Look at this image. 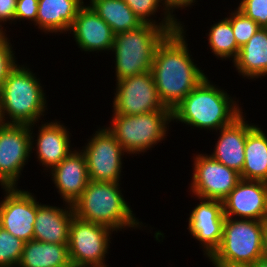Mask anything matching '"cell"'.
<instances>
[{
  "label": "cell",
  "instance_id": "obj_1",
  "mask_svg": "<svg viewBox=\"0 0 267 267\" xmlns=\"http://www.w3.org/2000/svg\"><path fill=\"white\" fill-rule=\"evenodd\" d=\"M184 33L182 26L163 38L151 68L160 100L171 111L207 77L194 64Z\"/></svg>",
  "mask_w": 267,
  "mask_h": 267
},
{
  "label": "cell",
  "instance_id": "obj_2",
  "mask_svg": "<svg viewBox=\"0 0 267 267\" xmlns=\"http://www.w3.org/2000/svg\"><path fill=\"white\" fill-rule=\"evenodd\" d=\"M242 113L236 101L206 77L172 110V119L195 128L218 131Z\"/></svg>",
  "mask_w": 267,
  "mask_h": 267
},
{
  "label": "cell",
  "instance_id": "obj_3",
  "mask_svg": "<svg viewBox=\"0 0 267 267\" xmlns=\"http://www.w3.org/2000/svg\"><path fill=\"white\" fill-rule=\"evenodd\" d=\"M20 66L15 67L0 88V122L32 125L44 116L46 97L39 78L30 68Z\"/></svg>",
  "mask_w": 267,
  "mask_h": 267
},
{
  "label": "cell",
  "instance_id": "obj_4",
  "mask_svg": "<svg viewBox=\"0 0 267 267\" xmlns=\"http://www.w3.org/2000/svg\"><path fill=\"white\" fill-rule=\"evenodd\" d=\"M120 188L116 182L89 180L82 195L72 205L74 215L88 222L108 226L116 232L125 227H141L142 222L134 217Z\"/></svg>",
  "mask_w": 267,
  "mask_h": 267
},
{
  "label": "cell",
  "instance_id": "obj_5",
  "mask_svg": "<svg viewBox=\"0 0 267 267\" xmlns=\"http://www.w3.org/2000/svg\"><path fill=\"white\" fill-rule=\"evenodd\" d=\"M167 34L165 29L149 23L116 33L111 49L115 52L116 81L150 72L155 50Z\"/></svg>",
  "mask_w": 267,
  "mask_h": 267
},
{
  "label": "cell",
  "instance_id": "obj_6",
  "mask_svg": "<svg viewBox=\"0 0 267 267\" xmlns=\"http://www.w3.org/2000/svg\"><path fill=\"white\" fill-rule=\"evenodd\" d=\"M106 127L128 154L146 152L165 139L172 111H154L138 115L113 114Z\"/></svg>",
  "mask_w": 267,
  "mask_h": 267
},
{
  "label": "cell",
  "instance_id": "obj_7",
  "mask_svg": "<svg viewBox=\"0 0 267 267\" xmlns=\"http://www.w3.org/2000/svg\"><path fill=\"white\" fill-rule=\"evenodd\" d=\"M265 222L226 217L221 243L213 254L218 259L254 264L262 258Z\"/></svg>",
  "mask_w": 267,
  "mask_h": 267
},
{
  "label": "cell",
  "instance_id": "obj_8",
  "mask_svg": "<svg viewBox=\"0 0 267 267\" xmlns=\"http://www.w3.org/2000/svg\"><path fill=\"white\" fill-rule=\"evenodd\" d=\"M113 231L108 226L88 222L74 215L69 233V260L84 267H107L105 254Z\"/></svg>",
  "mask_w": 267,
  "mask_h": 267
},
{
  "label": "cell",
  "instance_id": "obj_9",
  "mask_svg": "<svg viewBox=\"0 0 267 267\" xmlns=\"http://www.w3.org/2000/svg\"><path fill=\"white\" fill-rule=\"evenodd\" d=\"M32 125L0 122V185L2 188L17 186L25 163L33 153L34 131ZM27 160V161H26Z\"/></svg>",
  "mask_w": 267,
  "mask_h": 267
},
{
  "label": "cell",
  "instance_id": "obj_10",
  "mask_svg": "<svg viewBox=\"0 0 267 267\" xmlns=\"http://www.w3.org/2000/svg\"><path fill=\"white\" fill-rule=\"evenodd\" d=\"M113 114L138 115L171 111L160 100L152 72L125 77L116 82Z\"/></svg>",
  "mask_w": 267,
  "mask_h": 267
},
{
  "label": "cell",
  "instance_id": "obj_11",
  "mask_svg": "<svg viewBox=\"0 0 267 267\" xmlns=\"http://www.w3.org/2000/svg\"><path fill=\"white\" fill-rule=\"evenodd\" d=\"M81 151L87 160L89 180L119 183L125 150L107 128L98 129Z\"/></svg>",
  "mask_w": 267,
  "mask_h": 267
},
{
  "label": "cell",
  "instance_id": "obj_12",
  "mask_svg": "<svg viewBox=\"0 0 267 267\" xmlns=\"http://www.w3.org/2000/svg\"><path fill=\"white\" fill-rule=\"evenodd\" d=\"M191 191L195 197L223 201L241 179L240 174L206 154L194 157Z\"/></svg>",
  "mask_w": 267,
  "mask_h": 267
},
{
  "label": "cell",
  "instance_id": "obj_13",
  "mask_svg": "<svg viewBox=\"0 0 267 267\" xmlns=\"http://www.w3.org/2000/svg\"><path fill=\"white\" fill-rule=\"evenodd\" d=\"M3 189L6 193L0 202V226L24 242L33 240L37 199L17 187Z\"/></svg>",
  "mask_w": 267,
  "mask_h": 267
},
{
  "label": "cell",
  "instance_id": "obj_14",
  "mask_svg": "<svg viewBox=\"0 0 267 267\" xmlns=\"http://www.w3.org/2000/svg\"><path fill=\"white\" fill-rule=\"evenodd\" d=\"M222 202L225 217L267 221V182L240 179Z\"/></svg>",
  "mask_w": 267,
  "mask_h": 267
},
{
  "label": "cell",
  "instance_id": "obj_15",
  "mask_svg": "<svg viewBox=\"0 0 267 267\" xmlns=\"http://www.w3.org/2000/svg\"><path fill=\"white\" fill-rule=\"evenodd\" d=\"M200 199V203L192 210L188 219V231L200 243L204 255L212 254L222 240L225 215L223 202L218 200Z\"/></svg>",
  "mask_w": 267,
  "mask_h": 267
},
{
  "label": "cell",
  "instance_id": "obj_16",
  "mask_svg": "<svg viewBox=\"0 0 267 267\" xmlns=\"http://www.w3.org/2000/svg\"><path fill=\"white\" fill-rule=\"evenodd\" d=\"M69 31L73 32L75 42L85 52L112 49L115 33L89 4L80 7Z\"/></svg>",
  "mask_w": 267,
  "mask_h": 267
},
{
  "label": "cell",
  "instance_id": "obj_17",
  "mask_svg": "<svg viewBox=\"0 0 267 267\" xmlns=\"http://www.w3.org/2000/svg\"><path fill=\"white\" fill-rule=\"evenodd\" d=\"M51 170V178L63 198V202L73 205L82 195L89 182L87 160L82 151H72Z\"/></svg>",
  "mask_w": 267,
  "mask_h": 267
},
{
  "label": "cell",
  "instance_id": "obj_18",
  "mask_svg": "<svg viewBox=\"0 0 267 267\" xmlns=\"http://www.w3.org/2000/svg\"><path fill=\"white\" fill-rule=\"evenodd\" d=\"M243 113L230 125L220 128V136L212 158L241 174L245 159V142L248 130L253 126L247 123Z\"/></svg>",
  "mask_w": 267,
  "mask_h": 267
},
{
  "label": "cell",
  "instance_id": "obj_19",
  "mask_svg": "<svg viewBox=\"0 0 267 267\" xmlns=\"http://www.w3.org/2000/svg\"><path fill=\"white\" fill-rule=\"evenodd\" d=\"M60 208L39 204L34 223L33 239L55 244H68L71 220L74 217L72 205Z\"/></svg>",
  "mask_w": 267,
  "mask_h": 267
},
{
  "label": "cell",
  "instance_id": "obj_20",
  "mask_svg": "<svg viewBox=\"0 0 267 267\" xmlns=\"http://www.w3.org/2000/svg\"><path fill=\"white\" fill-rule=\"evenodd\" d=\"M67 128L59 121L42 123L38 130L36 155L42 166L52 169L64 160L72 151Z\"/></svg>",
  "mask_w": 267,
  "mask_h": 267
},
{
  "label": "cell",
  "instance_id": "obj_21",
  "mask_svg": "<svg viewBox=\"0 0 267 267\" xmlns=\"http://www.w3.org/2000/svg\"><path fill=\"white\" fill-rule=\"evenodd\" d=\"M83 4V0H38V28L45 33L69 31Z\"/></svg>",
  "mask_w": 267,
  "mask_h": 267
},
{
  "label": "cell",
  "instance_id": "obj_22",
  "mask_svg": "<svg viewBox=\"0 0 267 267\" xmlns=\"http://www.w3.org/2000/svg\"><path fill=\"white\" fill-rule=\"evenodd\" d=\"M238 73L248 79L267 75V28H260L252 38L239 49L233 61Z\"/></svg>",
  "mask_w": 267,
  "mask_h": 267
},
{
  "label": "cell",
  "instance_id": "obj_23",
  "mask_svg": "<svg viewBox=\"0 0 267 267\" xmlns=\"http://www.w3.org/2000/svg\"><path fill=\"white\" fill-rule=\"evenodd\" d=\"M241 179L267 182V135L257 125L247 132Z\"/></svg>",
  "mask_w": 267,
  "mask_h": 267
},
{
  "label": "cell",
  "instance_id": "obj_24",
  "mask_svg": "<svg viewBox=\"0 0 267 267\" xmlns=\"http://www.w3.org/2000/svg\"><path fill=\"white\" fill-rule=\"evenodd\" d=\"M69 260L68 244L30 240L24 243L17 267H61Z\"/></svg>",
  "mask_w": 267,
  "mask_h": 267
},
{
  "label": "cell",
  "instance_id": "obj_25",
  "mask_svg": "<svg viewBox=\"0 0 267 267\" xmlns=\"http://www.w3.org/2000/svg\"><path fill=\"white\" fill-rule=\"evenodd\" d=\"M89 6L115 34L137 29L143 24L123 0H90Z\"/></svg>",
  "mask_w": 267,
  "mask_h": 267
},
{
  "label": "cell",
  "instance_id": "obj_26",
  "mask_svg": "<svg viewBox=\"0 0 267 267\" xmlns=\"http://www.w3.org/2000/svg\"><path fill=\"white\" fill-rule=\"evenodd\" d=\"M130 9L134 12L137 18L142 23H149L156 26H159L162 29H165L168 33L175 32L176 30L180 29L182 26L180 21L174 17L173 13L167 8L166 3L164 0H123ZM162 1V2H161ZM160 3L163 5L164 11V18L160 23H157L151 17L152 15L156 14L159 7L161 6ZM150 16V18H149ZM152 20V21H151Z\"/></svg>",
  "mask_w": 267,
  "mask_h": 267
},
{
  "label": "cell",
  "instance_id": "obj_27",
  "mask_svg": "<svg viewBox=\"0 0 267 267\" xmlns=\"http://www.w3.org/2000/svg\"><path fill=\"white\" fill-rule=\"evenodd\" d=\"M208 35L209 47L218 58H237L239 47L236 43L231 22L226 17L210 27Z\"/></svg>",
  "mask_w": 267,
  "mask_h": 267
},
{
  "label": "cell",
  "instance_id": "obj_28",
  "mask_svg": "<svg viewBox=\"0 0 267 267\" xmlns=\"http://www.w3.org/2000/svg\"><path fill=\"white\" fill-rule=\"evenodd\" d=\"M24 243L0 226V267H17Z\"/></svg>",
  "mask_w": 267,
  "mask_h": 267
},
{
  "label": "cell",
  "instance_id": "obj_29",
  "mask_svg": "<svg viewBox=\"0 0 267 267\" xmlns=\"http://www.w3.org/2000/svg\"><path fill=\"white\" fill-rule=\"evenodd\" d=\"M227 17L232 26L234 37L239 48L243 47L261 28L256 21L245 16L237 8Z\"/></svg>",
  "mask_w": 267,
  "mask_h": 267
},
{
  "label": "cell",
  "instance_id": "obj_30",
  "mask_svg": "<svg viewBox=\"0 0 267 267\" xmlns=\"http://www.w3.org/2000/svg\"><path fill=\"white\" fill-rule=\"evenodd\" d=\"M237 9L261 28H267V0H242Z\"/></svg>",
  "mask_w": 267,
  "mask_h": 267
},
{
  "label": "cell",
  "instance_id": "obj_31",
  "mask_svg": "<svg viewBox=\"0 0 267 267\" xmlns=\"http://www.w3.org/2000/svg\"><path fill=\"white\" fill-rule=\"evenodd\" d=\"M9 41L6 36L0 38V88L9 74L18 65L14 59L13 47Z\"/></svg>",
  "mask_w": 267,
  "mask_h": 267
},
{
  "label": "cell",
  "instance_id": "obj_32",
  "mask_svg": "<svg viewBox=\"0 0 267 267\" xmlns=\"http://www.w3.org/2000/svg\"><path fill=\"white\" fill-rule=\"evenodd\" d=\"M38 0H17L15 20H30L37 26Z\"/></svg>",
  "mask_w": 267,
  "mask_h": 267
},
{
  "label": "cell",
  "instance_id": "obj_33",
  "mask_svg": "<svg viewBox=\"0 0 267 267\" xmlns=\"http://www.w3.org/2000/svg\"><path fill=\"white\" fill-rule=\"evenodd\" d=\"M17 0H0V23L15 21ZM0 24L1 27H3Z\"/></svg>",
  "mask_w": 267,
  "mask_h": 267
},
{
  "label": "cell",
  "instance_id": "obj_34",
  "mask_svg": "<svg viewBox=\"0 0 267 267\" xmlns=\"http://www.w3.org/2000/svg\"><path fill=\"white\" fill-rule=\"evenodd\" d=\"M205 256L211 260L215 267H252V264L249 263L218 259L213 253Z\"/></svg>",
  "mask_w": 267,
  "mask_h": 267
},
{
  "label": "cell",
  "instance_id": "obj_35",
  "mask_svg": "<svg viewBox=\"0 0 267 267\" xmlns=\"http://www.w3.org/2000/svg\"><path fill=\"white\" fill-rule=\"evenodd\" d=\"M167 8L173 13V9L186 8L195 3L196 0H164Z\"/></svg>",
  "mask_w": 267,
  "mask_h": 267
},
{
  "label": "cell",
  "instance_id": "obj_36",
  "mask_svg": "<svg viewBox=\"0 0 267 267\" xmlns=\"http://www.w3.org/2000/svg\"><path fill=\"white\" fill-rule=\"evenodd\" d=\"M262 258L267 260V221L265 222L264 233H263V254H262Z\"/></svg>",
  "mask_w": 267,
  "mask_h": 267
},
{
  "label": "cell",
  "instance_id": "obj_37",
  "mask_svg": "<svg viewBox=\"0 0 267 267\" xmlns=\"http://www.w3.org/2000/svg\"><path fill=\"white\" fill-rule=\"evenodd\" d=\"M252 267H267V260L264 258L258 259L254 264H252Z\"/></svg>",
  "mask_w": 267,
  "mask_h": 267
},
{
  "label": "cell",
  "instance_id": "obj_38",
  "mask_svg": "<svg viewBox=\"0 0 267 267\" xmlns=\"http://www.w3.org/2000/svg\"><path fill=\"white\" fill-rule=\"evenodd\" d=\"M61 267H84V266H80L78 264H75L74 262H68L66 265L61 266Z\"/></svg>",
  "mask_w": 267,
  "mask_h": 267
},
{
  "label": "cell",
  "instance_id": "obj_39",
  "mask_svg": "<svg viewBox=\"0 0 267 267\" xmlns=\"http://www.w3.org/2000/svg\"><path fill=\"white\" fill-rule=\"evenodd\" d=\"M5 36H7V35H6L5 31H3L2 27L0 26V38H3Z\"/></svg>",
  "mask_w": 267,
  "mask_h": 267
}]
</instances>
